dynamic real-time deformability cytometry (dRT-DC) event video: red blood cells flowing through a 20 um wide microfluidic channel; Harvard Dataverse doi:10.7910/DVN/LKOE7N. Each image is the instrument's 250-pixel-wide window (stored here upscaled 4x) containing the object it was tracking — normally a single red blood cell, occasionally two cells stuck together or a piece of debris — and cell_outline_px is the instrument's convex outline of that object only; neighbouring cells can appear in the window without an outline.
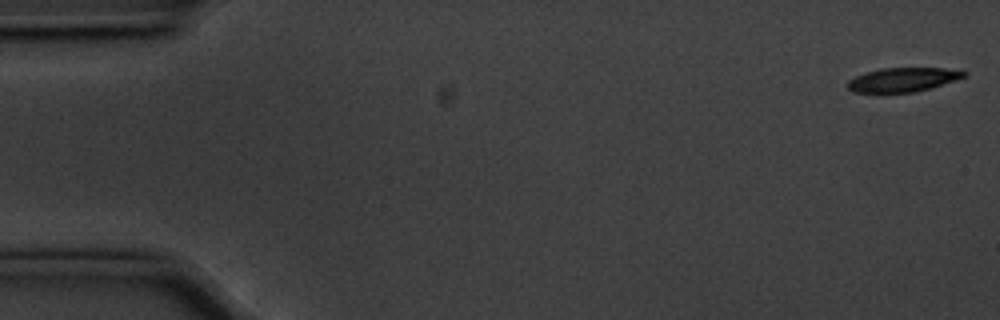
{"species": "common noctule bat (a hibernating species)", "species_latin": "Nyctalus noctula", "temperature_condition": "cold", "stored_images_in_passage": 51, "camera_frame_rate_fps": 3000, "um_per_image_px": 0.085, "animal": {"sex": "male", "body_mass_g": 20.1, "forearm_length_mm": 53.5}, "frame": {"image": 1, "passage_image": 1, "time_ms": 0.0, "image_size_px": [1000, 320], "cell_outline_px": [[968, 72], [964, 76], [932, 88], [916, 92], [880, 96], [852, 92], [848, 88], [848, 80], [856, 76], [880, 68], [944, 68]], "centroid_in_image_um": [76.63, 6.84], "position_along_channel_um": 8.4, "area_um2": 16.99}}
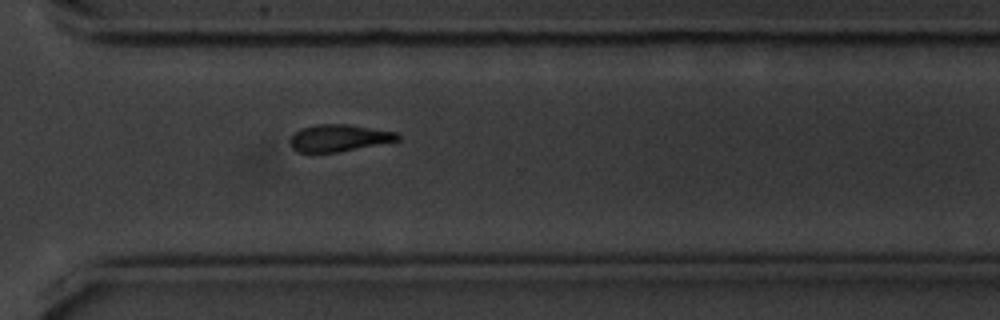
{"frame": {"image": 2, "passage_image": 40, "time_ms": 13.0, "image_size_px": [1000, 320], "cell_outline_px": [[400, 140], [336, 152], [296, 152], [292, 148], [288, 140], [300, 128], [316, 124], [348, 124], [400, 132]], "centroid_in_image_um": [28.81, 11.71], "position_along_channel_um": 341.8, "area_um2": 16.99}}
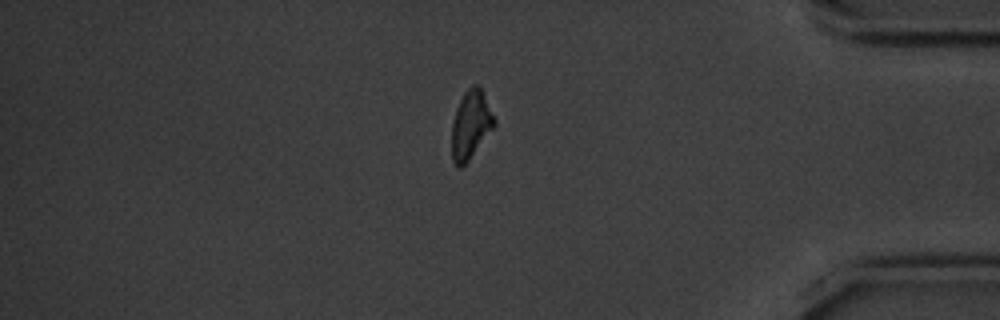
{"frame": {"image": 3, "passage_image": 47, "time_ms": 15.333, "image_size_px": [1000, 320], "cell_outline_px": [[496, 124], [468, 160], [460, 168], [452, 160], [452, 124], [456, 108], [464, 92], [472, 84], [476, 84], [484, 92], [496, 120]], "centroid_in_image_um": [40.02, 10.55], "position_along_channel_um": 395.2, "area_um2": 16.76}}